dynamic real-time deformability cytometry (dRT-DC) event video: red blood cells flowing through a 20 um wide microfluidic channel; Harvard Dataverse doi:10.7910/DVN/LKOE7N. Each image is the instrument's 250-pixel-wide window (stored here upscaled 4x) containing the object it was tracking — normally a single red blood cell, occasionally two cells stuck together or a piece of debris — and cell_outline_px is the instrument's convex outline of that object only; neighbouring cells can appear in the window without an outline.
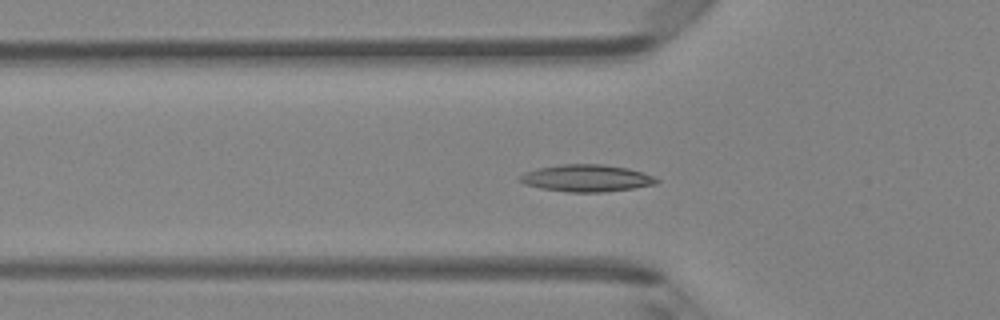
{"species": "Egyptian fruit bat (a non-hibernating species)", "species_latin": "Rousettus aegyptiacus", "temperature_condition": "room temperature", "stored_images_in_passage": 46, "camera_frame_rate_fps": 3000, "um_per_image_px": 0.085, "animal": {"sex": "female"}, "frame": {"image": 1, "passage_image": 15, "time_ms": 4.667, "image_size_px": [1000, 320], "cell_outline_px": [[660, 180], [656, 184], [632, 188], [604, 192], [568, 192], [540, 188], [524, 184], [516, 180], [516, 176], [524, 172], [536, 168], [560, 164], [604, 164], [628, 168], [644, 172], [656, 176]], "centroid_in_image_um": [49.82, 15.13], "position_along_channel_um": 76.0, "area_um2": 21.96}}
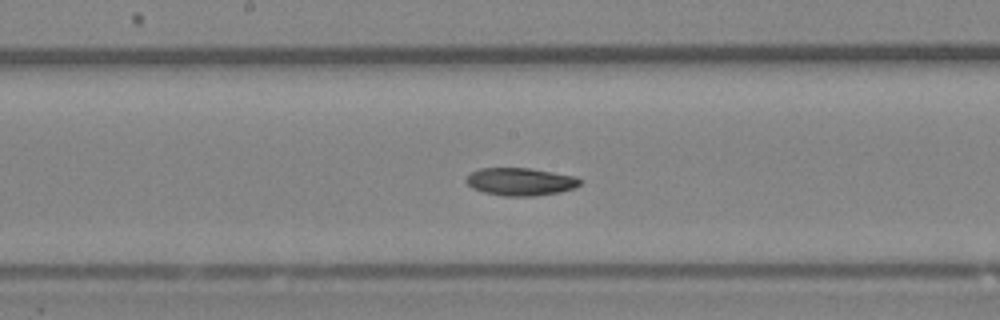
{"frame": {"image": 2, "passage_image": 24, "time_ms": 7.667, "image_size_px": [1000, 320], "cell_outline_px": [[584, 180], [576, 188], [560, 192], [536, 196], [504, 196], [484, 192], [472, 188], [464, 180], [472, 172], [480, 168], [528, 168], [576, 176]], "centroid_in_image_um": [44.28, 15.45], "position_along_channel_um": 203.9, "area_um2": 18.5}}
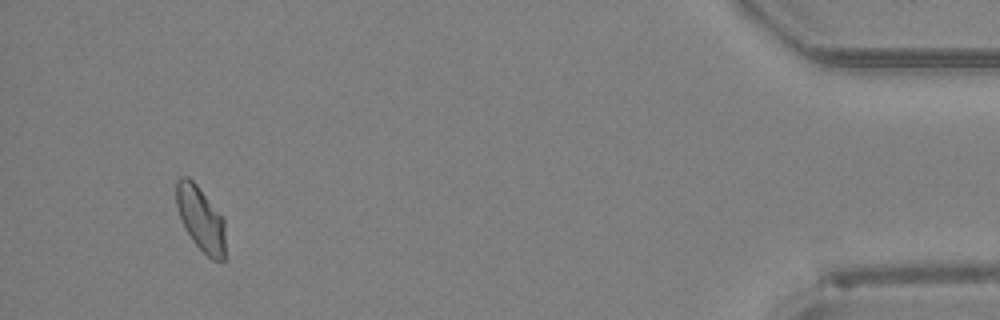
{"frame": {"image": 3, "passage_image": 44, "time_ms": 14.333, "image_size_px": [1000, 320], "cell_outline_px": [[224, 260], [212, 260], [192, 240], [180, 216], [176, 204], [176, 180], [180, 176], [188, 176], [196, 184], [224, 220]], "centroid_in_image_um": [17.04, 18.57], "position_along_channel_um": 418.2, "area_um2": 17.92}}